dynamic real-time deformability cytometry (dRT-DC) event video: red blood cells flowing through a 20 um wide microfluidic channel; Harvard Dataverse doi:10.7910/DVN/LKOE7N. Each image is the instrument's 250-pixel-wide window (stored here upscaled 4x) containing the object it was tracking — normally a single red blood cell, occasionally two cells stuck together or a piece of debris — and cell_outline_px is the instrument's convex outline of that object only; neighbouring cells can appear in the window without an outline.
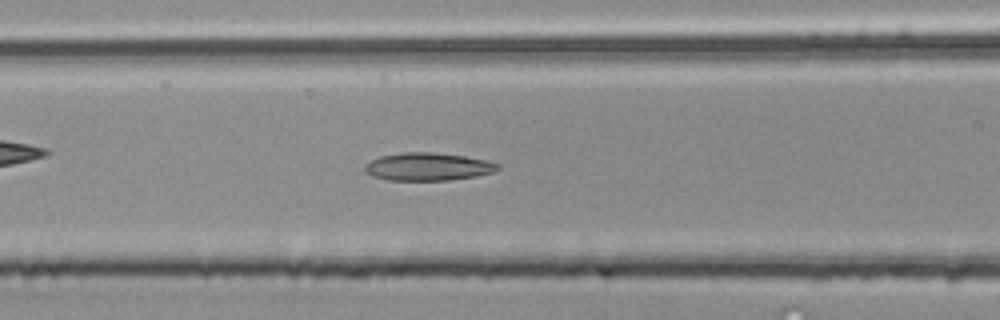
{"species": "common noctule bat (a hibernating species)", "species_latin": "Nyctalus noctula", "temperature_condition": "room temperature", "stored_images_in_passage": 52, "segment_of_instrument_passage": [1, 2], "camera_frame_rate_fps": 3000, "um_per_image_px": 0.085, "animal": {"sex": "male", "body_mass_g": 20.4}, "frame": {"image": 1, "passage_image": 21, "time_ms": 6.667, "image_size_px": [1000, 320], "cell_outline_px": [[500, 168], [492, 172], [476, 176], [448, 180], [388, 180], [372, 176], [364, 168], [372, 160], [380, 156], [404, 152], [432, 152], [464, 156], [484, 160], [500, 164]], "centroid_in_image_um": [36.39, 14.17], "position_along_channel_um": 130.2, "area_um2": 21.27}}
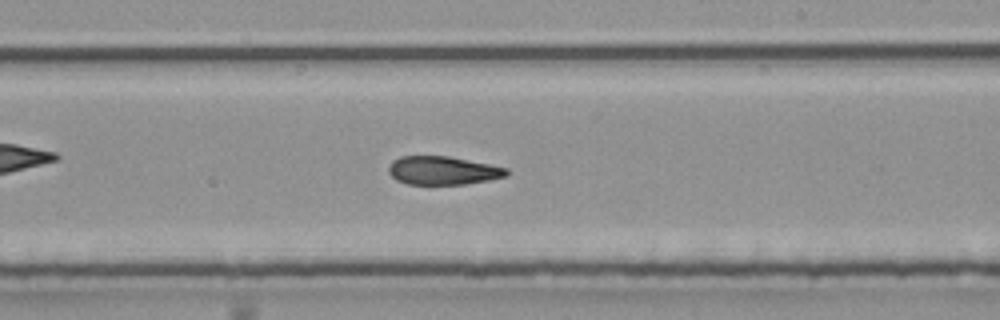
{"frame": {"image": 2, "passage_image": 30, "time_ms": 9.667, "image_size_px": [1000, 320], "cell_outline_px": [[508, 176], [488, 180], [464, 184], [408, 184], [396, 180], [388, 172], [388, 164], [392, 160], [400, 156], [448, 156], [508, 168]], "centroid_in_image_um": [37.61, 14.49], "position_along_channel_um": 251.4, "area_um2": 19.54}}
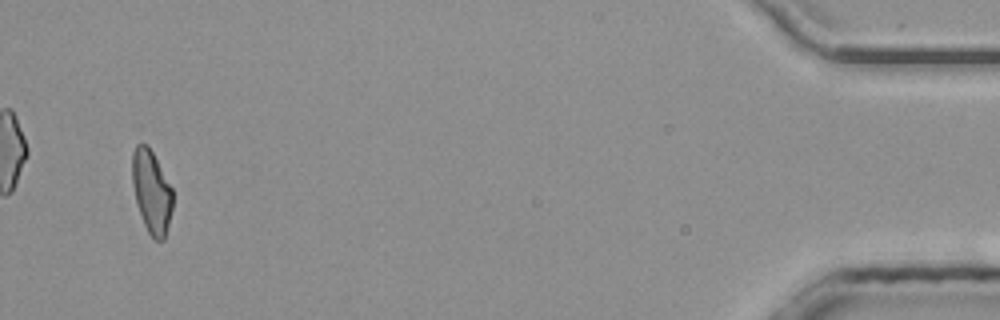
{"frame": {"image": 3, "passage_image": 49, "time_ms": 16.0, "image_size_px": [1000, 320], "cell_outline_px": [[172, 208], [164, 240], [156, 240], [148, 232], [144, 224], [136, 204], [132, 184], [132, 152], [136, 144], [148, 144], [172, 188]], "centroid_in_image_um": [12.86, 16.27], "position_along_channel_um": 422.3, "area_um2": 19.48}}